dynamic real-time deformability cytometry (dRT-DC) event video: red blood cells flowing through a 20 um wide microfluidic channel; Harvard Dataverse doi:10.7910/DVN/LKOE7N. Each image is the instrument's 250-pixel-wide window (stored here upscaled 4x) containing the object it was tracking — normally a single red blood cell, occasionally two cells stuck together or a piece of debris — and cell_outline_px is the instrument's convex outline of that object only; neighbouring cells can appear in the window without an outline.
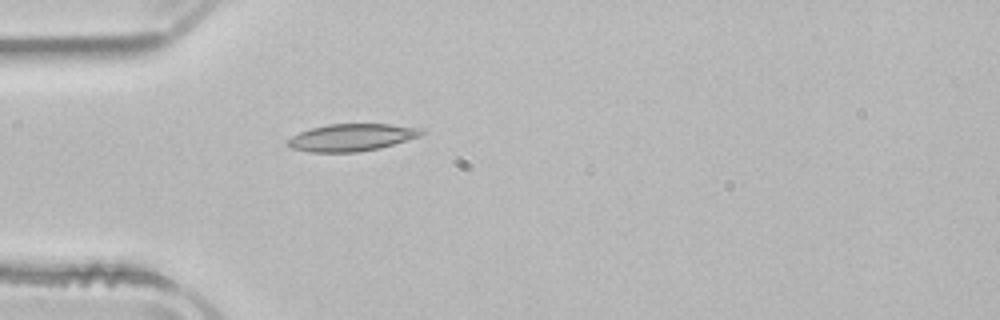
{"species": "common noctule bat (a hibernating species)", "species_latin": "Nyctalus noctula", "temperature_condition": "room temperature", "stored_images_in_passage": 1, "camera_frame_rate_fps": 3000, "um_per_image_px": 0.085, "animal": {"sex": "male", "body_mass_g": 21.5, "forearm_length_mm": 52.0}, "frame": {"image": 1, "passage_image": 1, "time_ms": 0.0, "image_size_px": [1000, 320], "cell_outline_px": [[424, 132], [420, 136], [380, 148], [356, 152], [312, 152], [292, 148], [284, 144], [292, 136], [300, 132], [312, 128], [328, 124], [388, 124], [424, 128]], "centroid_in_image_um": [29.9, 11.68], "position_along_channel_um": 55.1, "area_um2": 21.15}}